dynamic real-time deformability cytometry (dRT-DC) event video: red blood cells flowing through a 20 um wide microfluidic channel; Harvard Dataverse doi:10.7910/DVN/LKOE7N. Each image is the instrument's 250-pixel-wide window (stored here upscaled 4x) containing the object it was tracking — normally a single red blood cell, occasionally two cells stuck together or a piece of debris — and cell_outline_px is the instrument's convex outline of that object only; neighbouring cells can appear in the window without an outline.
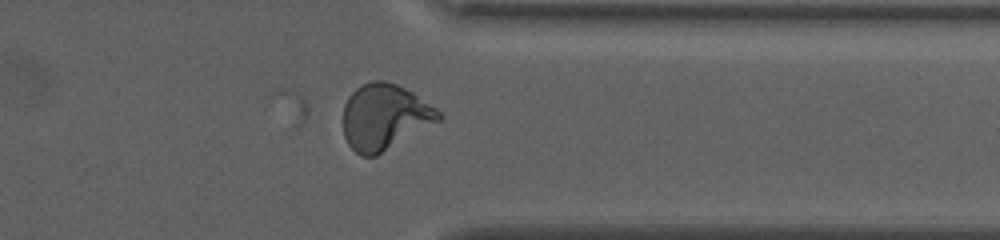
{"species": "human", "species_latin": "Homo sapiens", "temperature_condition": "warm", "stored_images_in_passage": 50, "camera_frame_rate_fps": 3000, "um_per_image_px": 0.085, "donor": {"sex": "female"}, "frame": {"image": 1, "passage_image": 50, "time_ms": 16.333, "image_size_px": [1000, 240], "cell_outline_px": [[444, 116], [440, 120], [376, 156], [360, 156], [348, 144], [344, 136], [344, 104], [348, 96], [356, 88], [372, 80], [384, 80], [396, 84], [412, 92], [436, 108]], "centroid_in_image_um": [32.68, 9.93], "position_along_channel_um": 378.7, "area_um2": 36.36}}